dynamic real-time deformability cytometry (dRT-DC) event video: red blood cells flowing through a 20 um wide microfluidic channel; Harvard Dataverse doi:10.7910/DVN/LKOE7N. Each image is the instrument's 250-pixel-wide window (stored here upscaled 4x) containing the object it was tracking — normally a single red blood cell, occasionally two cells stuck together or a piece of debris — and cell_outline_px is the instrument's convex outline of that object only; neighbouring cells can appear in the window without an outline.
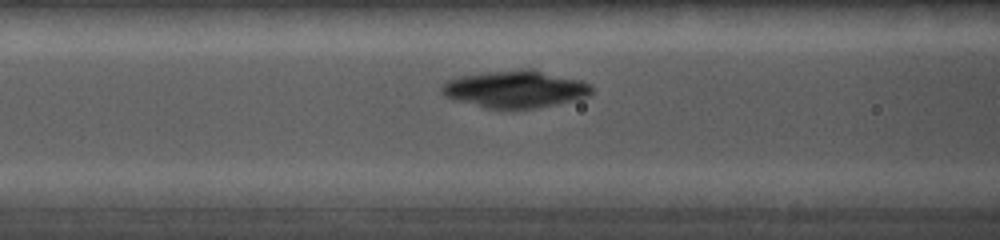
{"species": "common noctule bat (a hibernating species)", "species_latin": "Nyctalus noctula", "temperature_condition": "cold", "stored_images_in_passage": 8, "camera_frame_rate_fps": 5000, "um_per_image_px": 0.085, "animal": {"sex": "female", "body_mass_g": 19.0, "forearm_length_mm": 56.7}, "frame": {"image": 1, "passage_image": 6, "time_ms": 3.0, "image_size_px": [1000, 240], "cell_outline_px": [[592, 92], [588, 96], [556, 104], [536, 108], [512, 112], [484, 108], [452, 100], [444, 96], [440, 92], [440, 88], [448, 80], [460, 76], [484, 72], [520, 68], [532, 68], [580, 80], [592, 84]], "centroid_in_image_um": [43.76, 7.6], "position_along_channel_um": 122.8, "area_um2": 33.58}}
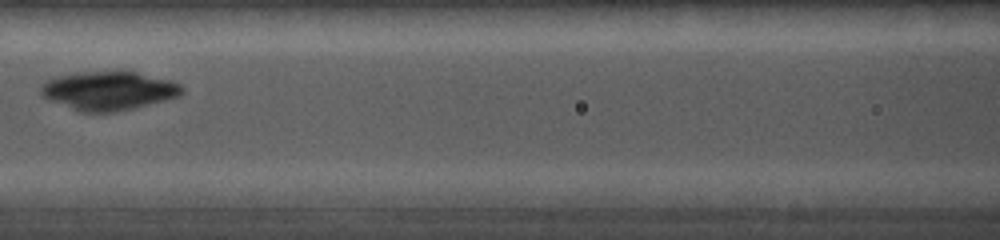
{"frame": {"image": 2, "passage_image": 7, "time_ms": 3.8, "image_size_px": [1000, 240], "cell_outline_px": [[184, 92], [180, 96], [132, 108], [112, 112], [80, 112], [48, 100], [40, 92], [40, 84], [44, 80], [52, 76], [76, 72], [120, 68], [168, 80], [180, 84], [184, 88]], "centroid_in_image_um": [9.16, 7.66], "position_along_channel_um": 157.4, "area_um2": 32.71}}